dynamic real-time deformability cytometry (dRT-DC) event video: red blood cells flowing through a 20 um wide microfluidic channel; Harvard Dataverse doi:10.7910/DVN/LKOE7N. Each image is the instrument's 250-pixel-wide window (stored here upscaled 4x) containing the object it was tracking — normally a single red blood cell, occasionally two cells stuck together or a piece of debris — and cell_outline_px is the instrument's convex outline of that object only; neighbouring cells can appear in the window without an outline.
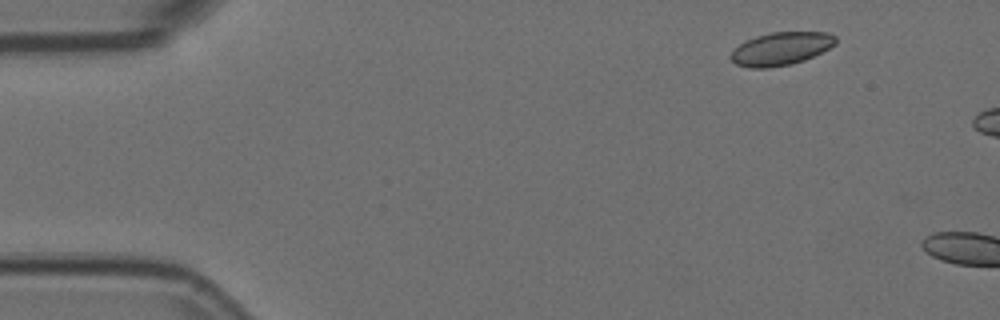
{"species": "Egyptian fruit bat (a non-hibernating species)", "species_latin": "Rousettus aegyptiacus", "temperature_condition": "room temperature", "stored_images_in_passage": 4, "camera_frame_rate_fps": 3000, "um_per_image_px": 0.085, "animal": {"sex": "female"}, "frame": {"image": 1, "passage_image": 1, "time_ms": 0.0, "image_size_px": [1000, 320], "cell_outline_px": [[836, 44], [804, 60], [792, 64], [768, 68], [748, 68], [736, 64], [728, 56], [744, 40], [756, 36], [772, 32], [828, 32], [836, 36]], "centroid_in_image_um": [66.36, 4.14], "position_along_channel_um": 18.6, "area_um2": 20.17}}